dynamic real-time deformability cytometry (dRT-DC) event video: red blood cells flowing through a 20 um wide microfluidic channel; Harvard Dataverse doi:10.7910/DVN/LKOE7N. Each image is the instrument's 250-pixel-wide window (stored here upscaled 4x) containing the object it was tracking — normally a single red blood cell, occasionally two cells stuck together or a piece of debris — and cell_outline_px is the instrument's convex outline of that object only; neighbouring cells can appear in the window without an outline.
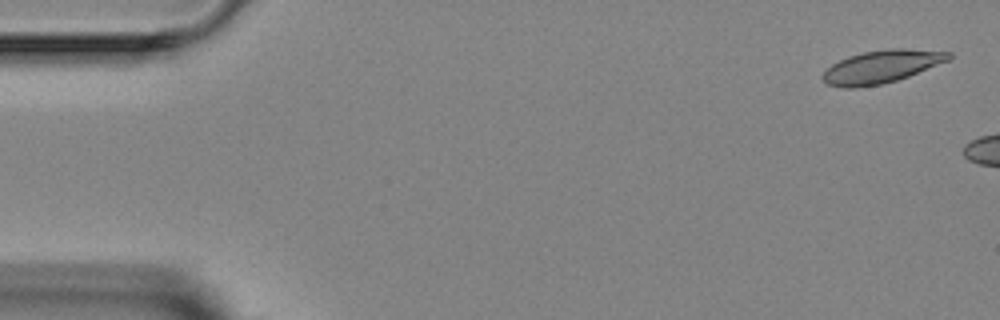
{"species": "Egyptian fruit bat (a non-hibernating species)", "species_latin": "Rousettus aegyptiacus", "temperature_condition": "room temperature", "stored_images_in_passage": 3, "camera_frame_rate_fps": 3000, "um_per_image_px": 0.085, "animal": {"sex": "female"}, "frame": {"image": 1, "passage_image": 1, "time_ms": 0.0, "image_size_px": [1000, 320], "cell_outline_px": [[952, 56], [948, 60], [908, 76], [896, 80], [880, 84], [856, 88], [844, 88], [828, 84], [820, 76], [832, 64], [848, 56], [864, 52], [888, 48], [904, 48], [952, 52]], "centroid_in_image_um": [74.91, 5.66], "position_along_channel_um": 10.1, "area_um2": 23.87}}